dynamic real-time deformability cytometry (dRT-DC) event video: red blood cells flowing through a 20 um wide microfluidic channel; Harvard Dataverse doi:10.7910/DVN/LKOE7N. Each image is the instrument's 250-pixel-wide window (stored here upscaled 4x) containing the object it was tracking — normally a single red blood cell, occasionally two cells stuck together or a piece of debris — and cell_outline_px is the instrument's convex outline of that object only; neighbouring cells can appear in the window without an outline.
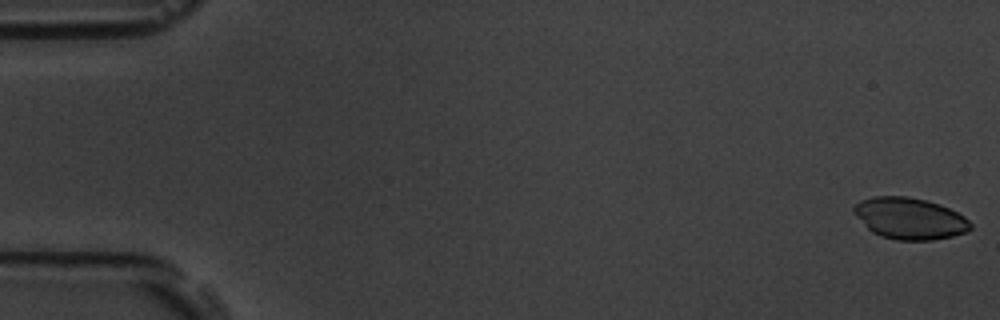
{"species": "common noctule bat (a hibernating species)", "species_latin": "Nyctalus noctula", "temperature_condition": "room temperature", "stored_images_in_passage": 58, "camera_frame_rate_fps": 3000, "um_per_image_px": 0.085, "animal": {"sex": "male", "body_mass_g": 19.5, "forearm_length_mm": 54.6}, "frame": {"image": 1, "passage_image": 1, "time_ms": 0.0, "image_size_px": [1000, 320], "cell_outline_px": [[972, 228], [968, 232], [952, 236], [932, 240], [896, 240], [880, 236], [872, 232], [852, 212], [852, 208], [860, 200], [872, 196], [908, 196], [924, 200], [948, 208], [964, 216], [972, 224]], "centroid_in_image_um": [77.31, 18.57], "position_along_channel_um": 7.7, "area_um2": 28.21}}
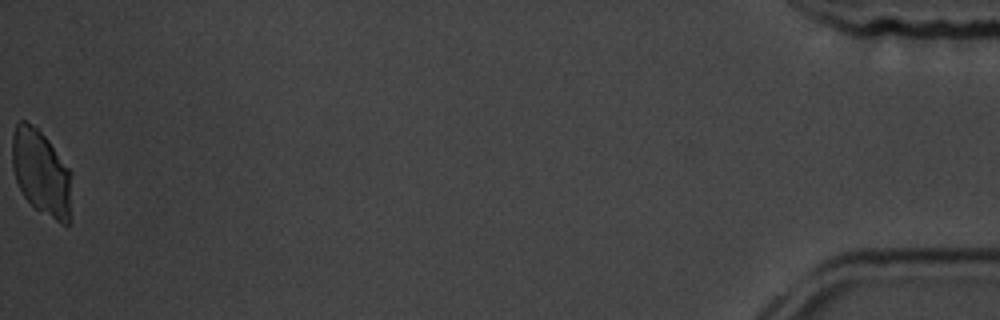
{"frame": {"image": 2, "passage_image": 58, "time_ms": 19.0, "image_size_px": [1000, 320], "cell_outline_px": [[72, 220], [68, 224], [60, 224], [36, 208], [24, 196], [16, 180], [12, 168], [12, 136], [16, 124], [20, 120], [24, 120], [36, 128], [48, 140], [72, 172]], "centroid_in_image_um": [3.56, 14.73], "position_along_channel_um": 431.6, "area_um2": 30.06}}